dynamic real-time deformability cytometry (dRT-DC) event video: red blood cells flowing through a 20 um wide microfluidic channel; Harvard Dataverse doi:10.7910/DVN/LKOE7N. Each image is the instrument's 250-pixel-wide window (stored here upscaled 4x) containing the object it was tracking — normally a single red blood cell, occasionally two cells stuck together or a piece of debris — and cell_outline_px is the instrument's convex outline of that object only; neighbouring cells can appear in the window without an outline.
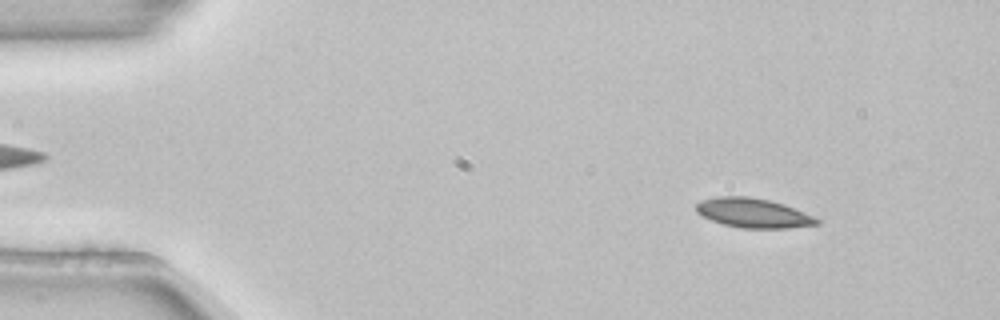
{"species": "common noctule bat (a hibernating species)", "species_latin": "Nyctalus noctula", "temperature_condition": "room temperature", "stored_images_in_passage": 53, "camera_frame_rate_fps": 3000, "um_per_image_px": 0.085, "animal": {"sex": "female", "body_mass_g": 22.7, "forearm_length_mm": 54.2}, "frame": {"image": 1, "passage_image": 6, "time_ms": 1.667, "image_size_px": [1000, 320], "cell_outline_px": [[820, 224], [788, 228], [740, 228], [724, 224], [712, 220], [696, 212], [696, 204], [704, 200], [716, 196], [748, 196], [768, 200], [784, 204], [812, 216], [820, 220]], "centroid_in_image_um": [64.02, 18.1], "position_along_channel_um": 21.0, "area_um2": 20.46}}
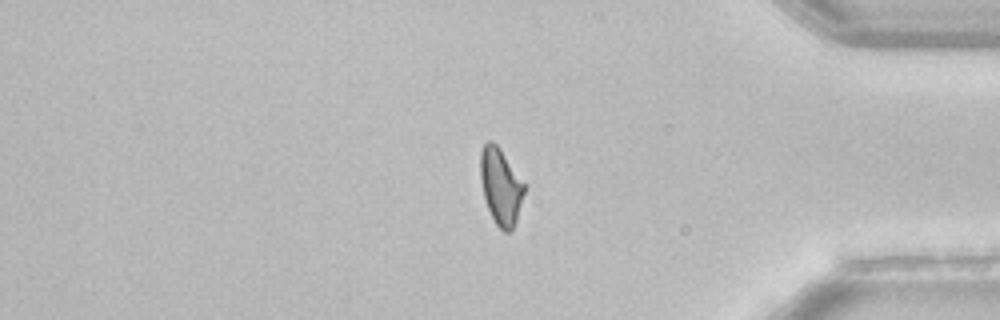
{"frame": {"image": 2, "passage_image": 44, "time_ms": 14.333, "image_size_px": [1000, 320], "cell_outline_px": [[524, 192], [516, 220], [512, 228], [508, 232], [504, 232], [496, 224], [488, 208], [484, 196], [480, 180], [480, 152], [484, 144], [488, 140], [492, 140], [500, 148], [524, 184]], "centroid_in_image_um": [42.53, 15.81], "position_along_channel_um": 392.7, "area_um2": 19.13}}
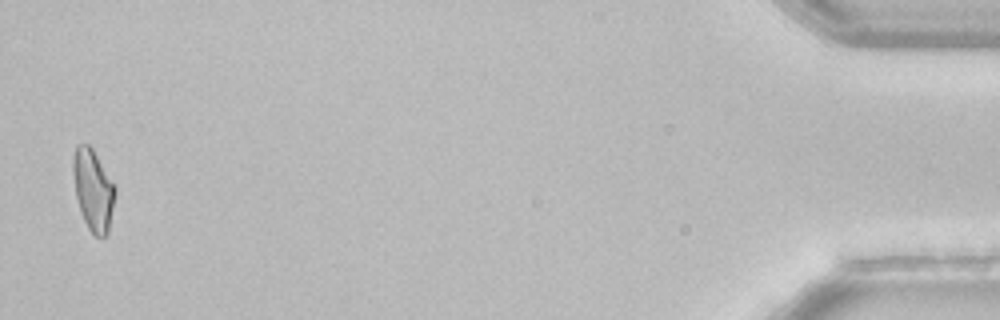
{"frame": {"image": 3, "passage_image": 52, "time_ms": 17.0, "image_size_px": [1000, 320], "cell_outline_px": [[116, 192], [108, 232], [104, 236], [96, 236], [88, 228], [80, 212], [76, 196], [72, 172], [72, 156], [76, 144], [88, 144], [92, 148], [116, 188]], "centroid_in_image_um": [7.89, 16.12], "position_along_channel_um": 427.3, "area_um2": 19.83}}